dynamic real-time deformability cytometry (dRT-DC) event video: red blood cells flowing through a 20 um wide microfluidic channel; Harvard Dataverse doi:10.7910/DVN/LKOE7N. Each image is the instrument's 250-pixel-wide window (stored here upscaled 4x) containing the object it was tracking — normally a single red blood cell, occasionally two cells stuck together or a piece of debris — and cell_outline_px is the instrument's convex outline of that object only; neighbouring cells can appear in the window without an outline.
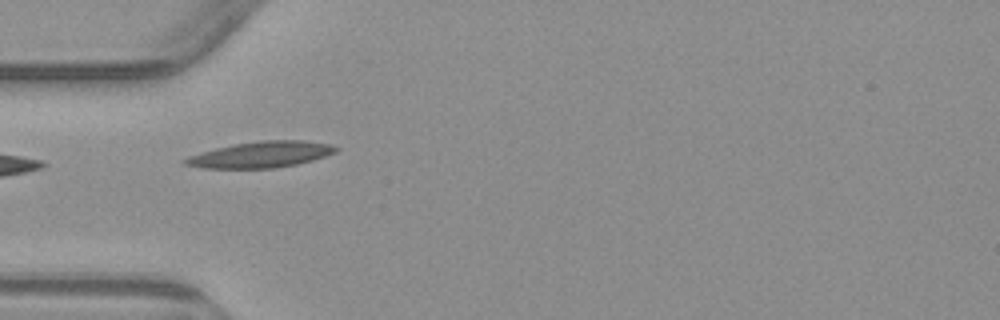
{"species": "common noctule bat (a hibernating species)", "species_latin": "Nyctalus noctula", "temperature_condition": "warm", "stored_images_in_passage": 7, "camera_frame_rate_fps": 3000, "um_per_image_px": 0.085, "animal": {"sex": "male", "body_mass_g": 23.1, "forearm_length_mm": 52.7}, "frame": {"image": 1, "passage_image": 5, "time_ms": 4.667, "image_size_px": [1000, 320], "cell_outline_px": [[340, 148], [336, 152], [312, 160], [296, 164], [272, 168], [200, 168], [184, 164], [180, 160], [188, 156], [216, 148], [232, 144], [260, 140], [304, 140], [332, 144]], "centroid_in_image_um": [22.16, 13.13], "position_along_channel_um": 62.8, "area_um2": 23.0}}
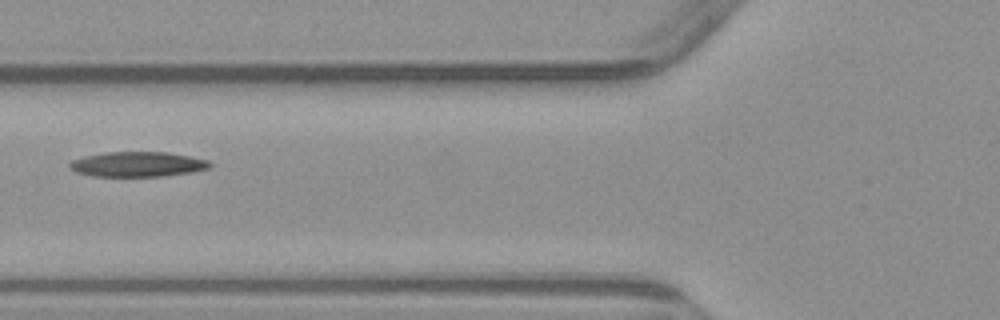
{"frame": {"image": 2, "passage_image": 6, "time_ms": 6.0, "image_size_px": [1000, 320], "cell_outline_px": [[212, 168], [192, 172], [164, 176], [92, 176], [76, 172], [68, 168], [68, 164], [72, 160], [84, 156], [104, 152], [168, 152], [208, 160], [212, 164]], "centroid_in_image_um": [11.69, 13.96], "position_along_channel_um": 114.1, "area_um2": 20.58}}
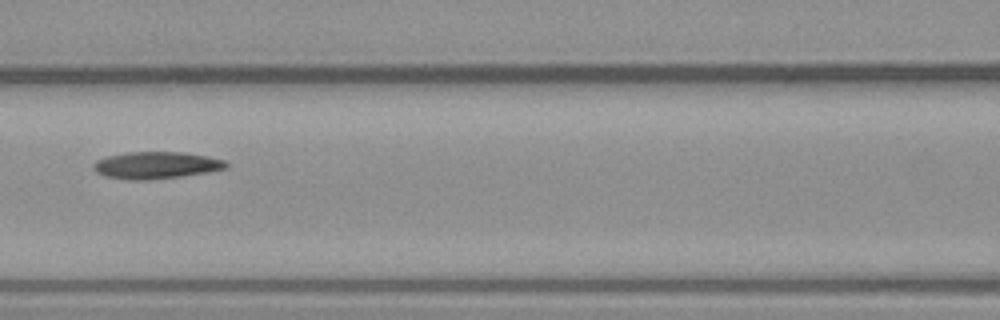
{"frame": {"image": 3, "passage_image": 7, "time_ms": 7.0, "image_size_px": [1000, 320], "cell_outline_px": [[228, 168], [208, 172], [180, 176], [148, 180], [128, 180], [104, 176], [96, 172], [92, 168], [92, 164], [96, 160], [108, 156], [128, 152], [184, 152], [208, 156], [224, 160], [228, 164]], "centroid_in_image_um": [13.25, 14.04], "position_along_channel_um": 153.3, "area_um2": 20.98}}